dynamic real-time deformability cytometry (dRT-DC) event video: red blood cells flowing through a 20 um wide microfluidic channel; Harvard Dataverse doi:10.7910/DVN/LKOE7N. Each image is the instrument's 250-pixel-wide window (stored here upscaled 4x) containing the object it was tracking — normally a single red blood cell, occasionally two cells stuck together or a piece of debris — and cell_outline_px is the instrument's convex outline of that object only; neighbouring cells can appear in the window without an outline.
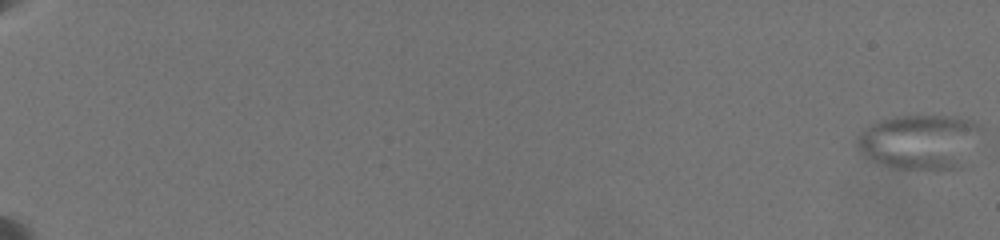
{"species": "common noctule bat (a hibernating species)", "species_latin": "Nyctalus noctula", "temperature_condition": "warm", "stored_images_in_passage": 31, "camera_frame_rate_fps": 3000, "um_per_image_px": 0.085, "animal": {"sex": "female", "body_mass_g": 19.5, "forearm_length_mm": 54.1}, "frame": {"image": 1, "passage_image": 1, "time_ms": 0.0, "image_size_px": [1000, 240], "cell_outline_px": [[984, 132], [964, 168], [888, 168], [876, 164], [864, 156], [856, 148], [856, 136], [868, 124], [880, 120], [896, 116], [944, 116], [976, 120], [984, 128]], "centroid_in_image_um": [78.21, 12.05], "position_along_channel_um": 6.8, "area_um2": 40.81}}
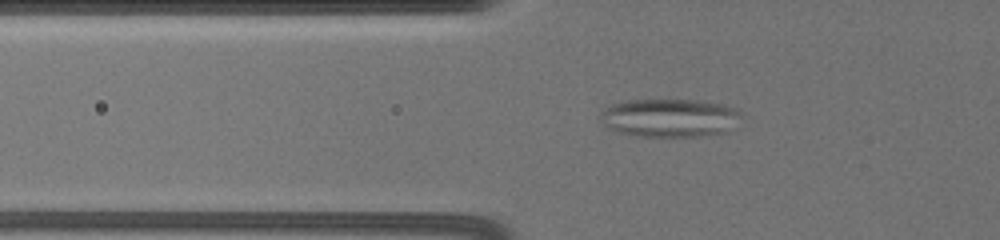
{"frame": {"image": 2, "passage_image": 19, "time_ms": 8.667, "image_size_px": [1000, 240], "cell_outline_px": [[740, 116], [724, 132], [700, 136], [636, 136], [616, 132], [608, 128], [600, 120], [600, 112], [608, 104], [628, 100], [696, 100], [724, 104], [736, 108], [740, 112]], "centroid_in_image_um": [56.82, 10.0], "position_along_channel_um": 69.0, "area_um2": 31.39}}
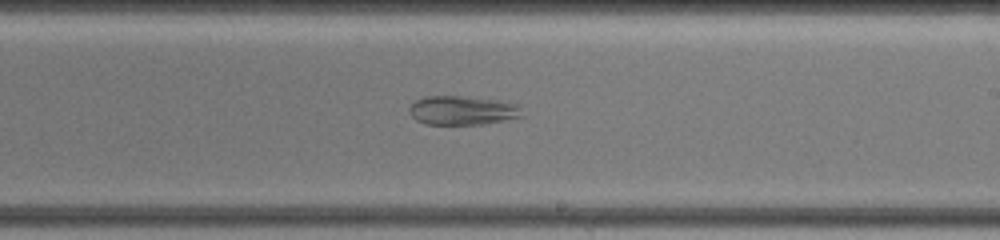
{"frame": {"image": 3, "passage_image": 31, "time_ms": 14.0, "image_size_px": [1000, 240], "cell_outline_px": [[520, 116], [504, 120], [484, 124], [424, 124], [416, 120], [412, 116], [408, 108], [416, 100], [424, 96], [460, 96], [500, 100], [520, 104]], "centroid_in_image_um": [39.28, 9.37], "position_along_channel_um": 249.7, "area_um2": 19.02}}